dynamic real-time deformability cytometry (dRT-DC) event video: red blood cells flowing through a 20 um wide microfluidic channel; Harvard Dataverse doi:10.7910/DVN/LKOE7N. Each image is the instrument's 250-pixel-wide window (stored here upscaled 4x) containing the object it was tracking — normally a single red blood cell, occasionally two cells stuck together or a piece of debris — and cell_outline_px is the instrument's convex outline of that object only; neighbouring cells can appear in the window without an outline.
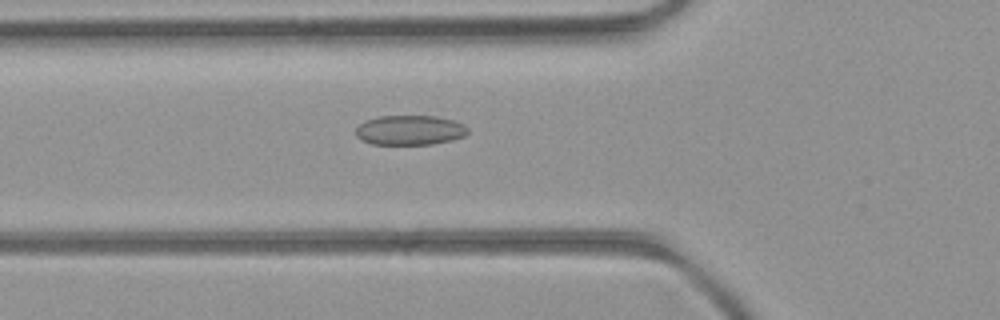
{"species": "common noctule bat (a hibernating species)", "species_latin": "Nyctalus noctula", "temperature_condition": "room temperature", "stored_images_in_passage": 34, "camera_frame_rate_fps": 3000, "um_per_image_px": 0.085, "animal": {"sex": "female", "body_mass_g": 21.9}, "frame": {"image": 1, "passage_image": 7, "time_ms": 2.0, "image_size_px": [1000, 320], "cell_outline_px": [[468, 132], [464, 136], [452, 140], [432, 144], [372, 144], [360, 140], [356, 136], [356, 128], [364, 120], [376, 116], [436, 116], [452, 120], [464, 124], [468, 128]], "centroid_in_image_um": [34.81, 11.06], "position_along_channel_um": 91.0, "area_um2": 19.54}}
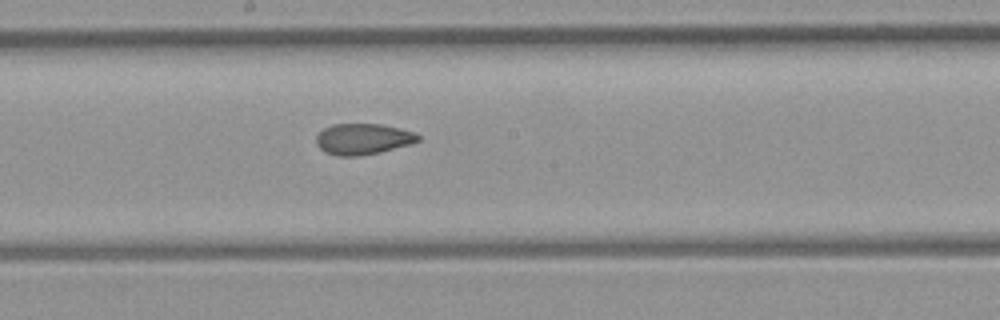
{"frame": {"image": 2, "passage_image": 16, "time_ms": 5.0, "image_size_px": [1000, 320], "cell_outline_px": [[420, 140], [412, 144], [380, 152], [360, 156], [336, 156], [324, 152], [316, 144], [316, 136], [324, 128], [332, 124], [384, 124], [416, 132], [420, 136]], "centroid_in_image_um": [30.87, 11.82], "position_along_channel_um": 217.3, "area_um2": 18.67}}
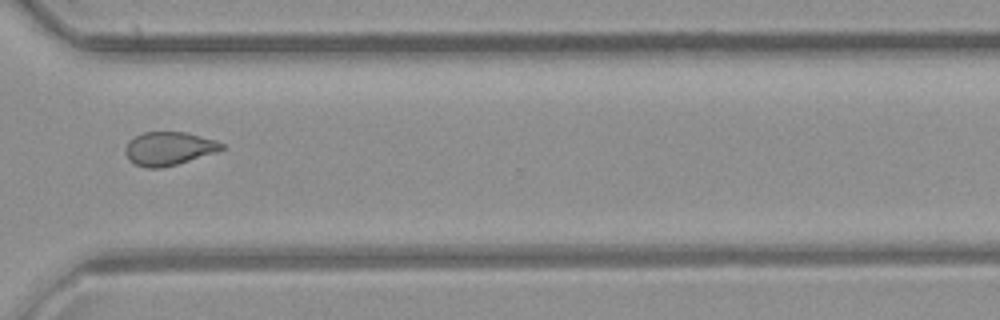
{"frame": {"image": 3, "passage_image": 26, "time_ms": 8.333, "image_size_px": [1000, 320], "cell_outline_px": [[224, 148], [216, 152], [176, 164], [160, 168], [144, 168], [128, 160], [124, 152], [124, 148], [128, 140], [144, 132], [184, 132], [216, 140], [224, 144]], "centroid_in_image_um": [14.3, 12.63], "position_along_channel_um": 356.3, "area_um2": 18.73}, "authors_computed_cell_mechanics": {"area_um2": 18.785, "velocity_mm_per_s": 4.1858, "shape_relaxation_time_tau1_ms": null, "shape_relaxation_time_tau2_ms": 2.0027, "deformation_change_tau1": null, "deformation_change_tau2": 0.072}}